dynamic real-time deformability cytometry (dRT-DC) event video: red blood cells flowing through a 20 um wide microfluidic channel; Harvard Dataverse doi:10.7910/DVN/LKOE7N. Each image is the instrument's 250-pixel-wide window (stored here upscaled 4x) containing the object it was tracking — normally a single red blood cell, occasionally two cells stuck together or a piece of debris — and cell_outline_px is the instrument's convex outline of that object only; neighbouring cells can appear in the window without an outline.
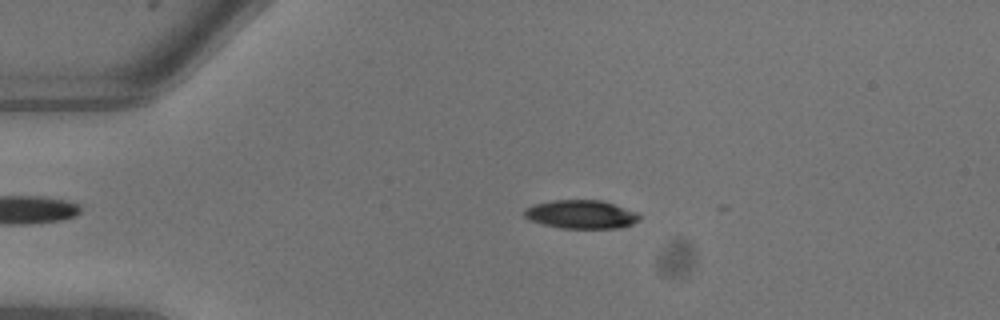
{"species": "common noctule bat (a hibernating species)", "species_latin": "Nyctalus noctula", "temperature_condition": "warm", "stored_images_in_passage": 8, "camera_frame_rate_fps": 3000, "um_per_image_px": 0.085, "animal": {"sex": "male", "body_mass_g": 13.3}, "frame": {"image": 1, "passage_image": 6, "time_ms": 1.667, "image_size_px": [1000, 320], "cell_outline_px": [[640, 220], [632, 224], [620, 228], [560, 228], [528, 220], [524, 216], [524, 212], [528, 208], [536, 204], [552, 200], [604, 200], [636, 212], [640, 216]], "centroid_in_image_um": [49.42, 18.22], "position_along_channel_um": 35.6, "area_um2": 19.07}}